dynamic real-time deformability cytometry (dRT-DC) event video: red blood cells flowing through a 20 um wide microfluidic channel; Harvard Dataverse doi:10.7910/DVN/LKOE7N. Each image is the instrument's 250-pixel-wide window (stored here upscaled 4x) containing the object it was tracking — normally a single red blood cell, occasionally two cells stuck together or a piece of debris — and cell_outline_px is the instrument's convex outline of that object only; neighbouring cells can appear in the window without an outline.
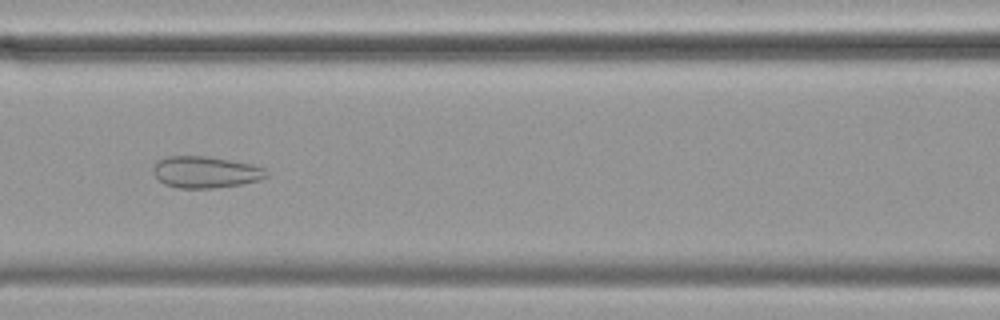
{"species": "common noctule bat (a hibernating species)", "species_latin": "Nyctalus noctula", "temperature_condition": "cold", "stored_images_in_passage": 58, "camera_frame_rate_fps": 3000, "um_per_image_px": 0.085, "animal": {"sex": "female", "body_mass_g": 19.9}, "frame": {"image": 1, "passage_image": 25, "time_ms": 8.0, "image_size_px": [1000, 320], "cell_outline_px": [[268, 176], [260, 180], [244, 184], [212, 188], [176, 188], [164, 184], [152, 172], [152, 168], [156, 160], [168, 156], [208, 156], [252, 164], [264, 168]], "centroid_in_image_um": [17.45, 14.63], "position_along_channel_um": 149.2, "area_um2": 21.04}}